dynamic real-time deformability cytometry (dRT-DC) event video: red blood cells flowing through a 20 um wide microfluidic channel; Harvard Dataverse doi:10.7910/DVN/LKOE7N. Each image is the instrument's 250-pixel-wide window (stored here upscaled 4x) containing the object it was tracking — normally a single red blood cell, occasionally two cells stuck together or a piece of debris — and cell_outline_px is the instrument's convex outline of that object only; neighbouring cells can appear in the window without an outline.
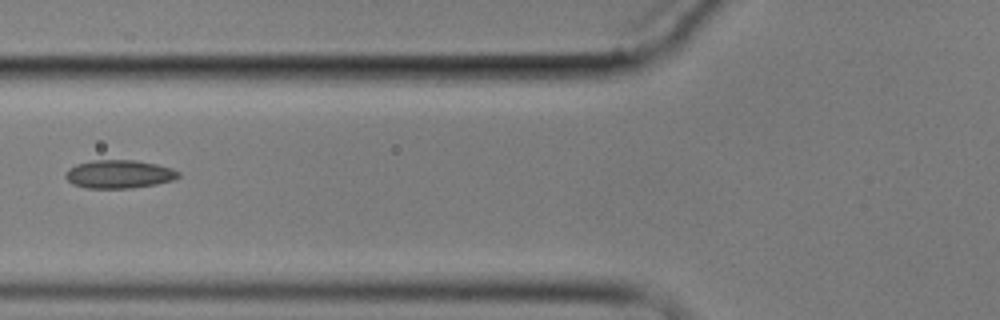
{"species": "common noctule bat (a hibernating species)", "species_latin": "Nyctalus noctula", "temperature_condition": "cold", "stored_images_in_passage": 4, "camera_frame_rate_fps": 3000, "um_per_image_px": 0.085, "animal": {"sex": "male", "body_mass_g": 17.9}, "frame": {"image": 1, "passage_image": 4, "time_ms": 3.667, "image_size_px": [1000, 320], "cell_outline_px": [[180, 176], [172, 180], [156, 184], [132, 188], [88, 188], [72, 184], [64, 176], [68, 168], [76, 164], [92, 160], [136, 160], [156, 164], [172, 168], [180, 172]], "centroid_in_image_um": [10.11, 14.8], "position_along_channel_um": 115.7, "area_um2": 18.67}}